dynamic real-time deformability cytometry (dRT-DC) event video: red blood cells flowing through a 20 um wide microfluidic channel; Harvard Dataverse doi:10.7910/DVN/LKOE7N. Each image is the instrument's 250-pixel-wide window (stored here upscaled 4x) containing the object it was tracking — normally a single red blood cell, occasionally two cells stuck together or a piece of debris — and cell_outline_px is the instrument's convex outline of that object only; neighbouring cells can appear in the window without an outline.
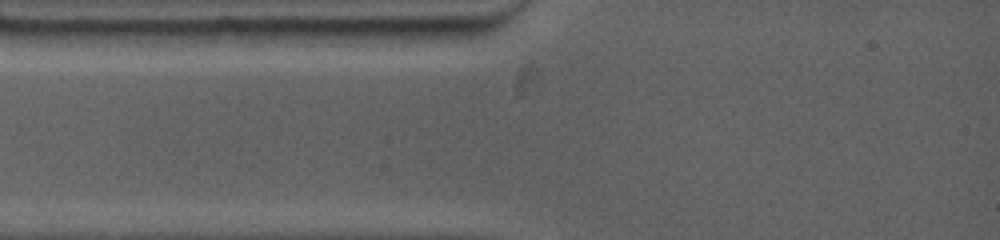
{"species": "common noctule bat (a hibernating species)", "species_latin": "Nyctalus noctula", "temperature_condition": "warm", "stored_images_in_passage": 1, "camera_frame_rate_fps": 4500, "um_per_image_px": 0.085, "animal": {"sex": "female", "body_mass_g": 19.0, "forearm_length_mm": 53.3}, "frame": {"image": 1, "passage_image": 1, "time_ms": 0.0, "image_size_px": [1000, 240], "cell_outline_px": [[364, 28], [360, 44], [208, 48], [208, 44], [216, 28]], "centroid_in_image_um": [24.12, 3.15], "position_along_channel_um": 60.9, "area_um2": 19.54}}